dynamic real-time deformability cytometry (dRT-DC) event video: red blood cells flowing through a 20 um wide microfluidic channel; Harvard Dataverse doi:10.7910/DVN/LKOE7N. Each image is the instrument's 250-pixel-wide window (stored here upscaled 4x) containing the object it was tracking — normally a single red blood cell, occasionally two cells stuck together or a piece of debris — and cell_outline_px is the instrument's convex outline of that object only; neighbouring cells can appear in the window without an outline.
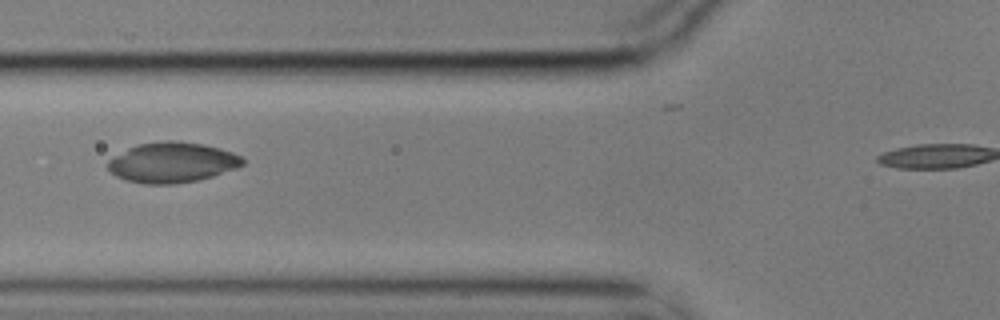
{"species": "common noctule bat (a hibernating species)", "species_latin": "Nyctalus noctula", "temperature_condition": "cold", "stored_images_in_passage": 3, "segment_of_instrument_passage": [1, 2], "camera_frame_rate_fps": 3000, "um_per_image_px": 0.085, "animal": {"sex": "male", "body_mass_g": 17.9}, "frame": {"image": 1, "passage_image": 2, "time_ms": 0.333, "image_size_px": [1000, 320], "cell_outline_px": [[244, 164], [236, 168], [212, 176], [196, 180], [172, 184], [144, 184], [128, 180], [116, 176], [108, 168], [108, 160], [128, 148], [140, 144], [168, 140], [176, 140], [204, 144], [220, 148], [232, 152], [240, 156], [244, 160]], "centroid_in_image_um": [14.64, 13.8], "position_along_channel_um": 111.2, "area_um2": 31.39}}